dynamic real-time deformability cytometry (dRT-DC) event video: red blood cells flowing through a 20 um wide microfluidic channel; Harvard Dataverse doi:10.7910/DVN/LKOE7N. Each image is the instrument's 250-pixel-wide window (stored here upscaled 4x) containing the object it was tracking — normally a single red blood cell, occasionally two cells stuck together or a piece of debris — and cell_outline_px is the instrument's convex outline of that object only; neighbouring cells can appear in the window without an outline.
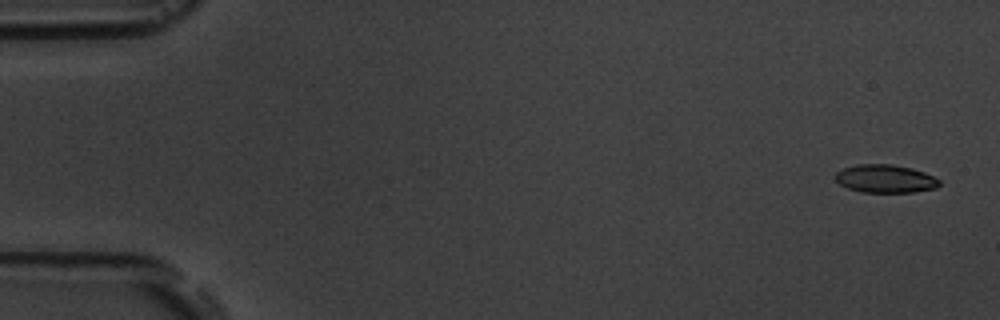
{"species": "common noctule bat (a hibernating species)", "species_latin": "Nyctalus noctula", "temperature_condition": "room temperature", "stored_images_in_passage": 10, "camera_frame_rate_fps": 3000, "um_per_image_px": 0.085, "animal": {"sex": "male", "body_mass_g": 19.5, "forearm_length_mm": 54.6}, "frame": {"image": 1, "passage_image": 1, "time_ms": 0.0, "image_size_px": [1000, 320], "cell_outline_px": [[940, 184], [936, 188], [912, 192], [860, 192], [848, 188], [840, 184], [836, 180], [836, 172], [844, 168], [856, 164], [892, 164], [912, 168], [924, 172], [940, 180]], "centroid_in_image_um": [75.25, 15.19], "position_along_channel_um": 9.7, "area_um2": 16.99}}
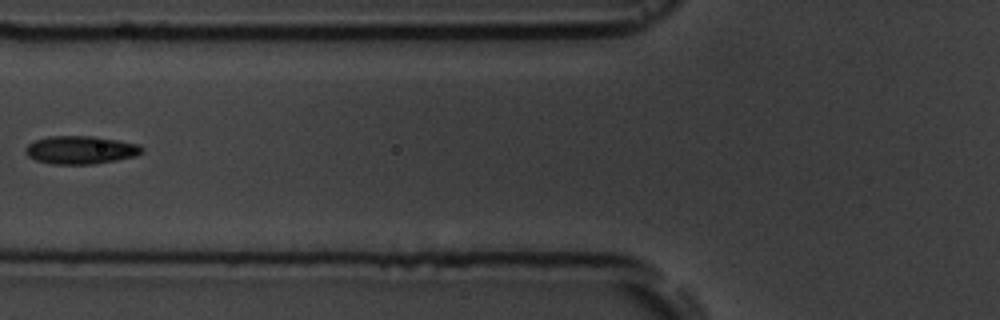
{"frame": {"image": 2, "passage_image": 6, "time_ms": 6.667, "image_size_px": [1000, 320], "cell_outline_px": [[144, 152], [136, 156], [116, 160], [92, 164], [52, 164], [36, 160], [28, 156], [24, 152], [24, 148], [28, 144], [36, 140], [48, 136], [96, 136], [120, 140], [140, 144], [144, 148]], "centroid_in_image_um": [6.88, 12.74], "position_along_channel_um": 118.9, "area_um2": 19.31}}
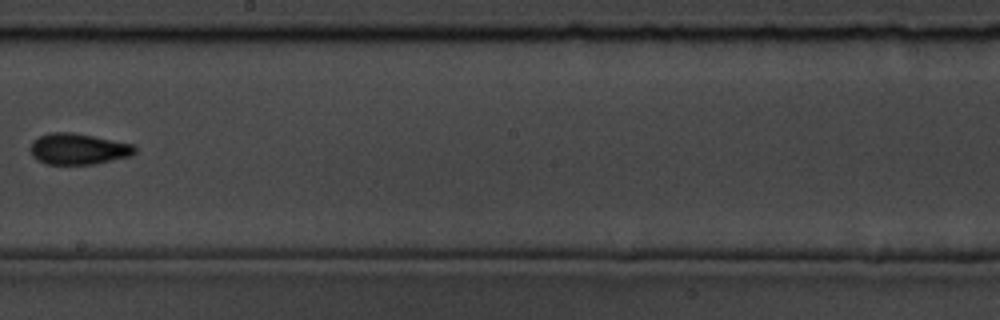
{"frame": {"image": 3, "passage_image": 9, "time_ms": 10.0, "image_size_px": [1000, 320], "cell_outline_px": [[136, 152], [132, 156], [92, 164], [44, 164], [36, 160], [32, 156], [28, 148], [32, 140], [40, 136], [52, 132], [72, 132], [136, 144]], "centroid_in_image_um": [6.64, 12.66], "position_along_channel_um": 241.6, "area_um2": 19.25}}